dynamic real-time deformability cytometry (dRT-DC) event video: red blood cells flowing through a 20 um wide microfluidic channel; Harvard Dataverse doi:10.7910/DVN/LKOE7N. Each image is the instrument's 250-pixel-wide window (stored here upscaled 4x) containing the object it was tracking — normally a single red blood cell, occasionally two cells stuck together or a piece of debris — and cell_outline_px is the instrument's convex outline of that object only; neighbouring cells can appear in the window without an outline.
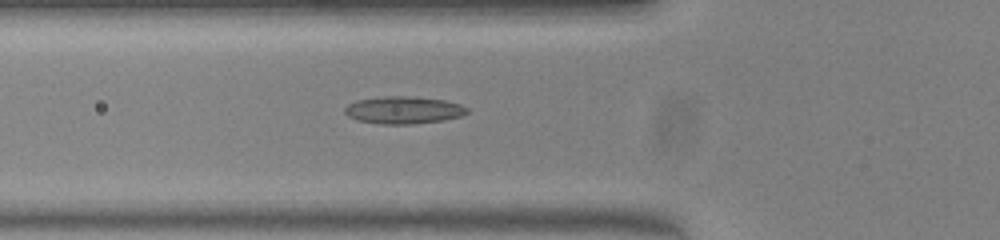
{"species": "common noctule bat (a hibernating species)", "species_latin": "Nyctalus noctula", "temperature_condition": "warm", "stored_images_in_passage": 35, "camera_frame_rate_fps": 3000, "um_per_image_px": 0.085, "animal": {"sex": "female", "body_mass_g": 23.0, "forearm_length_mm": 53.4}, "frame": {"image": 1, "passage_image": 2, "time_ms": 0.333, "image_size_px": [1000, 240], "cell_outline_px": [[468, 112], [460, 116], [440, 120], [412, 124], [380, 124], [356, 120], [348, 116], [344, 112], [344, 108], [348, 104], [356, 100], [384, 96], [404, 96], [444, 100], [460, 104], [468, 108]], "centroid_in_image_um": [34.25, 9.35], "position_along_channel_um": 91.6, "area_um2": 19.36}}
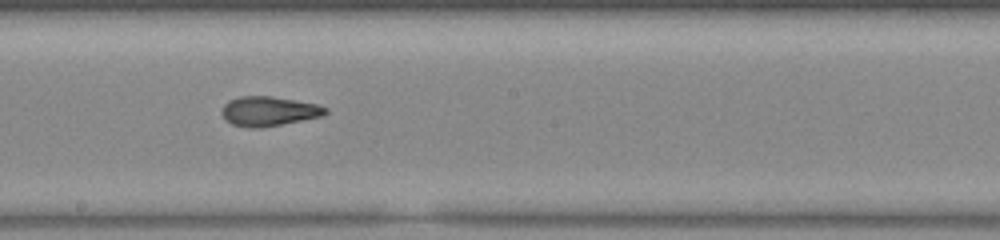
{"frame": {"image": 2, "passage_image": 12, "time_ms": 3.667, "image_size_px": [1000, 240], "cell_outline_px": [[328, 112], [324, 116], [260, 128], [248, 128], [232, 124], [224, 120], [220, 112], [220, 108], [228, 100], [240, 96], [272, 96], [316, 104], [328, 108]], "centroid_in_image_um": [22.8, 9.46], "position_along_channel_um": 225.4, "area_um2": 18.09}}
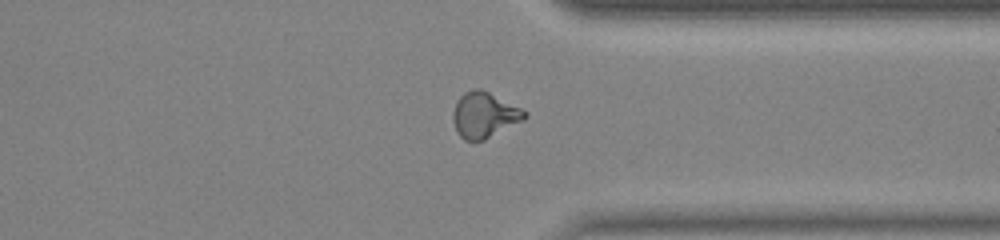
{"frame": {"image": 3, "passage_image": 23, "time_ms": 7.333, "image_size_px": [1000, 240], "cell_outline_px": [[528, 116], [524, 120], [484, 140], [464, 140], [456, 132], [452, 120], [452, 112], [456, 100], [464, 92], [476, 88], [480, 88], [528, 112]], "centroid_in_image_um": [41.14, 9.78], "position_along_channel_um": 370.3, "area_um2": 19.07}}